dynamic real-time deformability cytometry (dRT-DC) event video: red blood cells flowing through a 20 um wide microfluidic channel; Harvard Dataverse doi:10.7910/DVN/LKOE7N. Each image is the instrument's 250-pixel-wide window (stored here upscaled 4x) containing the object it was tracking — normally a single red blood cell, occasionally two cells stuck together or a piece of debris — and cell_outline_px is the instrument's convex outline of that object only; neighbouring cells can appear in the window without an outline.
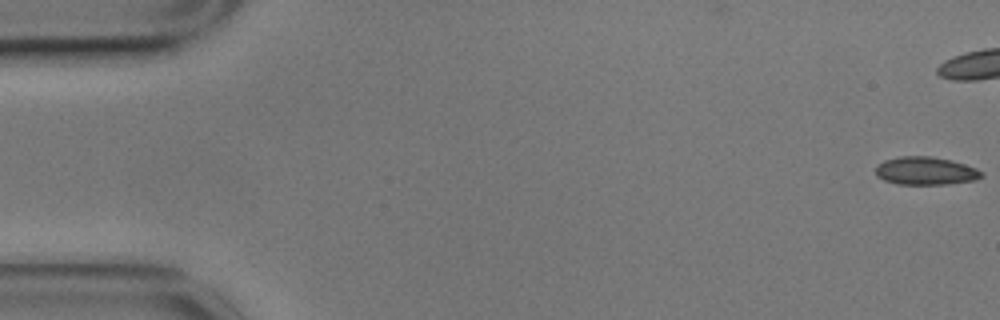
{"species": "common noctule bat (a hibernating species)", "species_latin": "Nyctalus noctula", "temperature_condition": "cold", "stored_images_in_passage": 4, "camera_frame_rate_fps": 3000, "um_per_image_px": 0.085, "animal": {"sex": "male", "body_mass_g": 17.9}, "frame": {"image": 1, "passage_image": 1, "time_ms": 0.0, "image_size_px": [1000, 320], "cell_outline_px": [[984, 176], [976, 180], [948, 184], [896, 184], [884, 180], [876, 176], [876, 164], [884, 160], [900, 156], [928, 156], [948, 160], [964, 164], [976, 168], [984, 172]], "centroid_in_image_um": [78.67, 14.53], "position_along_channel_um": 6.3, "area_um2": 17.34}}